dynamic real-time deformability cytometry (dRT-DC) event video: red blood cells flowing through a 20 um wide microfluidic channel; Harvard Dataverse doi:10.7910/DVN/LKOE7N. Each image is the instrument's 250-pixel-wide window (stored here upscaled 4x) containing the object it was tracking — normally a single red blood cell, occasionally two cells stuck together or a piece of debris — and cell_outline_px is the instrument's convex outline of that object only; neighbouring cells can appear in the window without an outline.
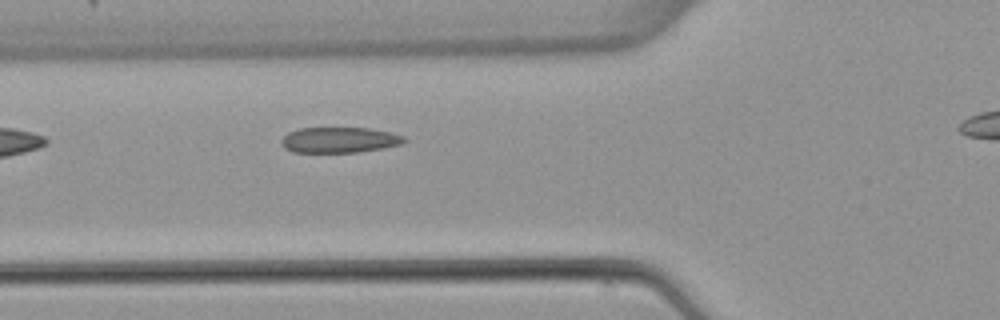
{"species": "common noctule bat (a hibernating species)", "species_latin": "Nyctalus noctula", "temperature_condition": "warm", "stored_images_in_passage": 4, "segment_of_instrument_passage": [1, 2], "camera_frame_rate_fps": 3000, "um_per_image_px": 0.085, "animal": {"sex": "female", "body_mass_g": 22.7, "forearm_length_mm": 54.2}, "frame": {"image": 1, "passage_image": 3, "time_ms": 2.667, "image_size_px": [1000, 320], "cell_outline_px": [[408, 140], [400, 144], [384, 148], [356, 152], [292, 152], [284, 148], [280, 144], [280, 140], [288, 132], [300, 128], [368, 128], [388, 132], [404, 136]], "centroid_in_image_um": [28.81, 11.9], "position_along_channel_um": 97.0, "area_um2": 18.32}}